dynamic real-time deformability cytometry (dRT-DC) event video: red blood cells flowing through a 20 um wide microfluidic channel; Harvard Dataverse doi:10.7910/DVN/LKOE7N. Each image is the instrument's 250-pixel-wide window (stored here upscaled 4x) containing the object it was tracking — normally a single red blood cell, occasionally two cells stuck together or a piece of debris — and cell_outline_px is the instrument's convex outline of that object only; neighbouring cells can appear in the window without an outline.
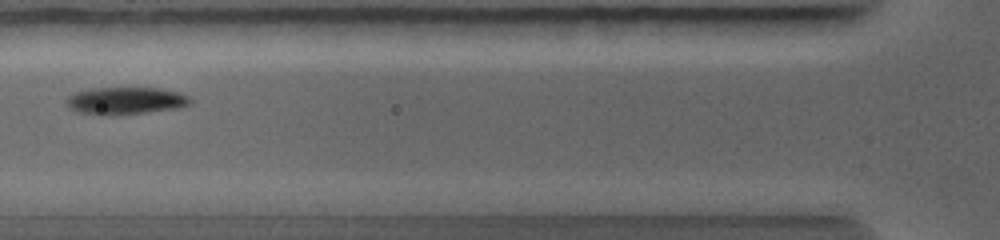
{"species": "common noctule bat (a hibernating species)", "species_latin": "Nyctalus noctula", "temperature_condition": "warm", "stored_images_in_passage": 7, "camera_frame_rate_fps": 5000, "um_per_image_px": 0.085, "animal": {"sex": "female", "body_mass_g": 19.0, "forearm_length_mm": 56.7}, "frame": {"image": 1, "passage_image": 4, "time_ms": 1.4, "image_size_px": [1000, 240], "cell_outline_px": [[192, 104], [180, 108], [112, 116], [100, 116], [76, 112], [68, 104], [68, 96], [72, 92], [92, 88], [156, 88], [180, 92], [188, 96], [192, 100]], "centroid_in_image_um": [10.69, 8.57], "position_along_channel_um": 115.1, "area_um2": 20.0}}
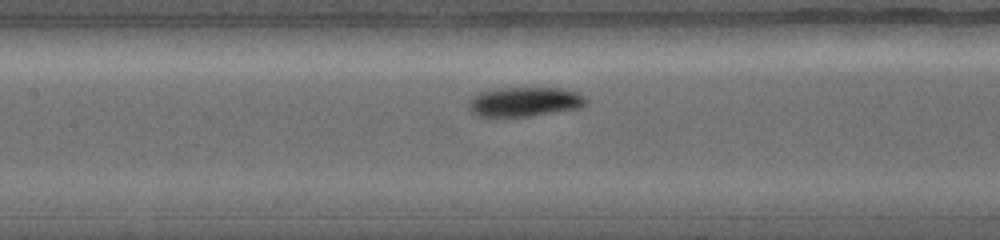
{"frame": {"image": 2, "passage_image": 6, "time_ms": 2.2, "image_size_px": [1000, 240], "cell_outline_px": [[588, 100], [580, 108], [528, 116], [476, 116], [468, 108], [468, 100], [480, 92], [496, 88], [564, 88], [576, 92], [584, 96]], "centroid_in_image_um": [44.57, 8.64], "position_along_channel_um": 162.8, "area_um2": 20.11}}
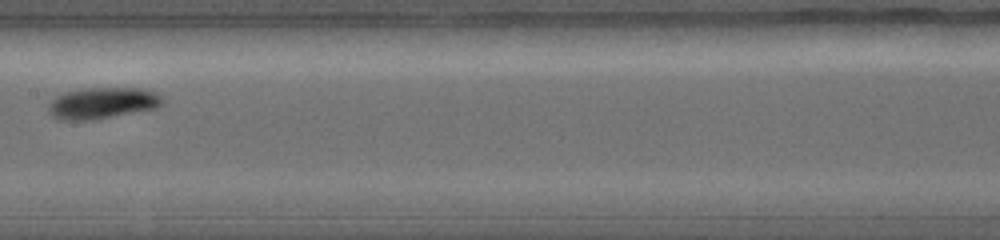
{"frame": {"image": 3, "passage_image": 7, "time_ms": 2.8, "image_size_px": [1000, 240], "cell_outline_px": [[164, 100], [156, 108], [84, 120], [60, 120], [52, 116], [48, 112], [48, 104], [56, 96], [64, 92], [84, 88], [140, 88], [152, 92], [160, 96]], "centroid_in_image_um": [8.62, 8.74], "position_along_channel_um": 198.8, "area_um2": 20.35}}